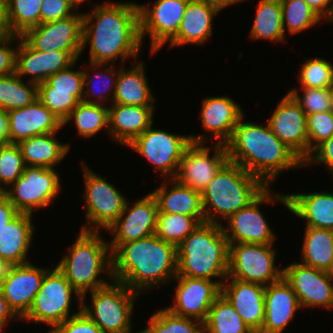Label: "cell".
Listing matches in <instances>:
<instances>
[{
    "label": "cell",
    "instance_id": "6da1fadb",
    "mask_svg": "<svg viewBox=\"0 0 333 333\" xmlns=\"http://www.w3.org/2000/svg\"><path fill=\"white\" fill-rule=\"evenodd\" d=\"M83 13L82 49L88 44L89 61L116 64L137 59L141 52L139 7L133 2H103Z\"/></svg>",
    "mask_w": 333,
    "mask_h": 333
},
{
    "label": "cell",
    "instance_id": "7a4b0ae2",
    "mask_svg": "<svg viewBox=\"0 0 333 333\" xmlns=\"http://www.w3.org/2000/svg\"><path fill=\"white\" fill-rule=\"evenodd\" d=\"M109 246L113 279L136 293H148L157 285L160 287L172 282L177 276V246L155 234L123 245Z\"/></svg>",
    "mask_w": 333,
    "mask_h": 333
},
{
    "label": "cell",
    "instance_id": "3957f363",
    "mask_svg": "<svg viewBox=\"0 0 333 333\" xmlns=\"http://www.w3.org/2000/svg\"><path fill=\"white\" fill-rule=\"evenodd\" d=\"M243 119L244 115L225 144L230 162L240 165L266 186H271L280 173L304 167V161L273 134L268 123L263 126Z\"/></svg>",
    "mask_w": 333,
    "mask_h": 333
},
{
    "label": "cell",
    "instance_id": "277c9868",
    "mask_svg": "<svg viewBox=\"0 0 333 333\" xmlns=\"http://www.w3.org/2000/svg\"><path fill=\"white\" fill-rule=\"evenodd\" d=\"M101 230L82 231L76 241L68 247L67 253L61 257L57 268L64 274L72 287L85 300L87 293L110 284L112 274V252ZM105 275L107 279L100 278ZM99 277V278H98Z\"/></svg>",
    "mask_w": 333,
    "mask_h": 333
},
{
    "label": "cell",
    "instance_id": "5b68a950",
    "mask_svg": "<svg viewBox=\"0 0 333 333\" xmlns=\"http://www.w3.org/2000/svg\"><path fill=\"white\" fill-rule=\"evenodd\" d=\"M228 256L229 243L222 225L201 223L177 246V276L224 281Z\"/></svg>",
    "mask_w": 333,
    "mask_h": 333
},
{
    "label": "cell",
    "instance_id": "8992f818",
    "mask_svg": "<svg viewBox=\"0 0 333 333\" xmlns=\"http://www.w3.org/2000/svg\"><path fill=\"white\" fill-rule=\"evenodd\" d=\"M266 187L258 177L228 161L201 193L205 222L222 224V219L247 206Z\"/></svg>",
    "mask_w": 333,
    "mask_h": 333
},
{
    "label": "cell",
    "instance_id": "52a82bcc",
    "mask_svg": "<svg viewBox=\"0 0 333 333\" xmlns=\"http://www.w3.org/2000/svg\"><path fill=\"white\" fill-rule=\"evenodd\" d=\"M91 306L82 300V310L103 333H131L134 303L139 293L113 280L105 287L90 291ZM91 307V308H90Z\"/></svg>",
    "mask_w": 333,
    "mask_h": 333
},
{
    "label": "cell",
    "instance_id": "ba28073f",
    "mask_svg": "<svg viewBox=\"0 0 333 333\" xmlns=\"http://www.w3.org/2000/svg\"><path fill=\"white\" fill-rule=\"evenodd\" d=\"M73 296L79 303V310L70 315L71 311L69 309L72 305ZM81 310L82 295L72 287L56 266L46 272L30 310L21 321L46 324L49 326L48 331H50L54 326L63 323Z\"/></svg>",
    "mask_w": 333,
    "mask_h": 333
},
{
    "label": "cell",
    "instance_id": "9c48e42d",
    "mask_svg": "<svg viewBox=\"0 0 333 333\" xmlns=\"http://www.w3.org/2000/svg\"><path fill=\"white\" fill-rule=\"evenodd\" d=\"M85 190L83 200L86 224L82 231L108 229L123 212L127 198L113 184L82 163Z\"/></svg>",
    "mask_w": 333,
    "mask_h": 333
},
{
    "label": "cell",
    "instance_id": "30bf717a",
    "mask_svg": "<svg viewBox=\"0 0 333 333\" xmlns=\"http://www.w3.org/2000/svg\"><path fill=\"white\" fill-rule=\"evenodd\" d=\"M274 201L288 209L287 194L271 192L267 186L252 202L226 220L228 226L221 224L228 243L274 244L277 237L259 207L265 203L274 204Z\"/></svg>",
    "mask_w": 333,
    "mask_h": 333
},
{
    "label": "cell",
    "instance_id": "8fae6325",
    "mask_svg": "<svg viewBox=\"0 0 333 333\" xmlns=\"http://www.w3.org/2000/svg\"><path fill=\"white\" fill-rule=\"evenodd\" d=\"M274 244H229L228 276L245 282L264 286L283 277V268L275 265Z\"/></svg>",
    "mask_w": 333,
    "mask_h": 333
},
{
    "label": "cell",
    "instance_id": "7c38bea8",
    "mask_svg": "<svg viewBox=\"0 0 333 333\" xmlns=\"http://www.w3.org/2000/svg\"><path fill=\"white\" fill-rule=\"evenodd\" d=\"M60 181L55 168L26 166L20 178L5 190V195L19 213L33 215L37 208L45 209L58 197L62 191Z\"/></svg>",
    "mask_w": 333,
    "mask_h": 333
},
{
    "label": "cell",
    "instance_id": "4fadbf2b",
    "mask_svg": "<svg viewBox=\"0 0 333 333\" xmlns=\"http://www.w3.org/2000/svg\"><path fill=\"white\" fill-rule=\"evenodd\" d=\"M153 124L127 147L139 153L154 165L155 172L165 179L174 178L186 147L191 143L190 134L179 135L160 129Z\"/></svg>",
    "mask_w": 333,
    "mask_h": 333
},
{
    "label": "cell",
    "instance_id": "5bb4252c",
    "mask_svg": "<svg viewBox=\"0 0 333 333\" xmlns=\"http://www.w3.org/2000/svg\"><path fill=\"white\" fill-rule=\"evenodd\" d=\"M211 145L191 142L179 162L174 179L202 193L219 170L229 161L225 144L215 143L213 155Z\"/></svg>",
    "mask_w": 333,
    "mask_h": 333
},
{
    "label": "cell",
    "instance_id": "9a60e30c",
    "mask_svg": "<svg viewBox=\"0 0 333 333\" xmlns=\"http://www.w3.org/2000/svg\"><path fill=\"white\" fill-rule=\"evenodd\" d=\"M189 0H156L149 4H138L140 37L143 43L146 34L150 42V54H154L178 32Z\"/></svg>",
    "mask_w": 333,
    "mask_h": 333
},
{
    "label": "cell",
    "instance_id": "2e32d148",
    "mask_svg": "<svg viewBox=\"0 0 333 333\" xmlns=\"http://www.w3.org/2000/svg\"><path fill=\"white\" fill-rule=\"evenodd\" d=\"M283 277L297 295L301 309L333 308V275L301 262L283 267Z\"/></svg>",
    "mask_w": 333,
    "mask_h": 333
},
{
    "label": "cell",
    "instance_id": "e0dca14e",
    "mask_svg": "<svg viewBox=\"0 0 333 333\" xmlns=\"http://www.w3.org/2000/svg\"><path fill=\"white\" fill-rule=\"evenodd\" d=\"M173 303L166 306L175 315L196 319L204 323L213 302L221 295L223 280H208L176 276Z\"/></svg>",
    "mask_w": 333,
    "mask_h": 333
},
{
    "label": "cell",
    "instance_id": "ac0fdd59",
    "mask_svg": "<svg viewBox=\"0 0 333 333\" xmlns=\"http://www.w3.org/2000/svg\"><path fill=\"white\" fill-rule=\"evenodd\" d=\"M83 13L39 24L28 29L21 37L42 52L82 51Z\"/></svg>",
    "mask_w": 333,
    "mask_h": 333
},
{
    "label": "cell",
    "instance_id": "d6986e66",
    "mask_svg": "<svg viewBox=\"0 0 333 333\" xmlns=\"http://www.w3.org/2000/svg\"><path fill=\"white\" fill-rule=\"evenodd\" d=\"M157 213L158 204L151 192L132 204L127 200L123 212L105 230L113 235L109 245H123L154 235Z\"/></svg>",
    "mask_w": 333,
    "mask_h": 333
},
{
    "label": "cell",
    "instance_id": "ffe728a7",
    "mask_svg": "<svg viewBox=\"0 0 333 333\" xmlns=\"http://www.w3.org/2000/svg\"><path fill=\"white\" fill-rule=\"evenodd\" d=\"M267 123L273 134L303 161L309 156L307 115L288 93L283 96Z\"/></svg>",
    "mask_w": 333,
    "mask_h": 333
},
{
    "label": "cell",
    "instance_id": "44dd1931",
    "mask_svg": "<svg viewBox=\"0 0 333 333\" xmlns=\"http://www.w3.org/2000/svg\"><path fill=\"white\" fill-rule=\"evenodd\" d=\"M201 122L204 134L190 135L193 143H207L210 139L216 138L219 144H226L232 137L234 128L237 126L240 118L244 115L240 104L230 96H210L202 101ZM209 137V139H208Z\"/></svg>",
    "mask_w": 333,
    "mask_h": 333
},
{
    "label": "cell",
    "instance_id": "7402d4cb",
    "mask_svg": "<svg viewBox=\"0 0 333 333\" xmlns=\"http://www.w3.org/2000/svg\"><path fill=\"white\" fill-rule=\"evenodd\" d=\"M48 270L31 262L10 266L0 289L9 307L20 319L30 310Z\"/></svg>",
    "mask_w": 333,
    "mask_h": 333
},
{
    "label": "cell",
    "instance_id": "603a6c76",
    "mask_svg": "<svg viewBox=\"0 0 333 333\" xmlns=\"http://www.w3.org/2000/svg\"><path fill=\"white\" fill-rule=\"evenodd\" d=\"M82 51L42 52L33 49L21 36L16 51V73L30 82H45L51 75L71 66ZM25 76V77H24Z\"/></svg>",
    "mask_w": 333,
    "mask_h": 333
},
{
    "label": "cell",
    "instance_id": "cb8c5ba5",
    "mask_svg": "<svg viewBox=\"0 0 333 333\" xmlns=\"http://www.w3.org/2000/svg\"><path fill=\"white\" fill-rule=\"evenodd\" d=\"M221 294L254 333L262 329L265 319L264 285L226 278L221 285Z\"/></svg>",
    "mask_w": 333,
    "mask_h": 333
},
{
    "label": "cell",
    "instance_id": "d4e9b609",
    "mask_svg": "<svg viewBox=\"0 0 333 333\" xmlns=\"http://www.w3.org/2000/svg\"><path fill=\"white\" fill-rule=\"evenodd\" d=\"M8 114V143L33 136L59 132L63 123L38 99L32 104L9 110Z\"/></svg>",
    "mask_w": 333,
    "mask_h": 333
},
{
    "label": "cell",
    "instance_id": "484cf974",
    "mask_svg": "<svg viewBox=\"0 0 333 333\" xmlns=\"http://www.w3.org/2000/svg\"><path fill=\"white\" fill-rule=\"evenodd\" d=\"M265 319L258 333H282L301 309L297 295L282 277L265 286Z\"/></svg>",
    "mask_w": 333,
    "mask_h": 333
},
{
    "label": "cell",
    "instance_id": "4316f807",
    "mask_svg": "<svg viewBox=\"0 0 333 333\" xmlns=\"http://www.w3.org/2000/svg\"><path fill=\"white\" fill-rule=\"evenodd\" d=\"M221 10L209 0H189L179 30L169 41L172 47L194 44L202 45L213 32V18Z\"/></svg>",
    "mask_w": 333,
    "mask_h": 333
},
{
    "label": "cell",
    "instance_id": "83f0119b",
    "mask_svg": "<svg viewBox=\"0 0 333 333\" xmlns=\"http://www.w3.org/2000/svg\"><path fill=\"white\" fill-rule=\"evenodd\" d=\"M109 135L123 147L144 133L154 122V107L111 104Z\"/></svg>",
    "mask_w": 333,
    "mask_h": 333
},
{
    "label": "cell",
    "instance_id": "f1b7e54d",
    "mask_svg": "<svg viewBox=\"0 0 333 333\" xmlns=\"http://www.w3.org/2000/svg\"><path fill=\"white\" fill-rule=\"evenodd\" d=\"M159 186L151 191L158 204V213L187 215L195 217L200 223L205 222L200 192L174 178L165 179Z\"/></svg>",
    "mask_w": 333,
    "mask_h": 333
},
{
    "label": "cell",
    "instance_id": "f546056e",
    "mask_svg": "<svg viewBox=\"0 0 333 333\" xmlns=\"http://www.w3.org/2000/svg\"><path fill=\"white\" fill-rule=\"evenodd\" d=\"M32 217V214L19 213L0 232V257L10 266L30 262L27 255L36 229Z\"/></svg>",
    "mask_w": 333,
    "mask_h": 333
},
{
    "label": "cell",
    "instance_id": "4dcf8cb0",
    "mask_svg": "<svg viewBox=\"0 0 333 333\" xmlns=\"http://www.w3.org/2000/svg\"><path fill=\"white\" fill-rule=\"evenodd\" d=\"M131 67L120 66L112 104L155 107V97L149 87L144 62L139 59Z\"/></svg>",
    "mask_w": 333,
    "mask_h": 333
},
{
    "label": "cell",
    "instance_id": "1f68e13d",
    "mask_svg": "<svg viewBox=\"0 0 333 333\" xmlns=\"http://www.w3.org/2000/svg\"><path fill=\"white\" fill-rule=\"evenodd\" d=\"M287 198L288 210L306 220L305 227L333 230V193H292L287 194Z\"/></svg>",
    "mask_w": 333,
    "mask_h": 333
},
{
    "label": "cell",
    "instance_id": "d6a6232c",
    "mask_svg": "<svg viewBox=\"0 0 333 333\" xmlns=\"http://www.w3.org/2000/svg\"><path fill=\"white\" fill-rule=\"evenodd\" d=\"M57 133L33 136L17 143L26 166L55 168L62 162L70 151V144L58 141Z\"/></svg>",
    "mask_w": 333,
    "mask_h": 333
},
{
    "label": "cell",
    "instance_id": "836d02e7",
    "mask_svg": "<svg viewBox=\"0 0 333 333\" xmlns=\"http://www.w3.org/2000/svg\"><path fill=\"white\" fill-rule=\"evenodd\" d=\"M100 67L102 68V70L100 69ZM105 67L106 69H104ZM84 68L86 69H83L84 86L82 102L88 104L105 105V102L109 101L110 99V102L112 104V99L114 97L115 86L119 73V70L117 71V67H115L114 64L112 65L90 62L89 65H84ZM89 70L94 72V74L91 75ZM92 97H96V99H92Z\"/></svg>",
    "mask_w": 333,
    "mask_h": 333
},
{
    "label": "cell",
    "instance_id": "e575fe53",
    "mask_svg": "<svg viewBox=\"0 0 333 333\" xmlns=\"http://www.w3.org/2000/svg\"><path fill=\"white\" fill-rule=\"evenodd\" d=\"M43 0H1L2 32L22 36L40 24Z\"/></svg>",
    "mask_w": 333,
    "mask_h": 333
},
{
    "label": "cell",
    "instance_id": "d590c367",
    "mask_svg": "<svg viewBox=\"0 0 333 333\" xmlns=\"http://www.w3.org/2000/svg\"><path fill=\"white\" fill-rule=\"evenodd\" d=\"M305 228L301 263L330 272L333 264V230Z\"/></svg>",
    "mask_w": 333,
    "mask_h": 333
},
{
    "label": "cell",
    "instance_id": "8d00e7d4",
    "mask_svg": "<svg viewBox=\"0 0 333 333\" xmlns=\"http://www.w3.org/2000/svg\"><path fill=\"white\" fill-rule=\"evenodd\" d=\"M254 19L249 33L250 39H264L275 44L285 42L280 0H258Z\"/></svg>",
    "mask_w": 333,
    "mask_h": 333
},
{
    "label": "cell",
    "instance_id": "74e56055",
    "mask_svg": "<svg viewBox=\"0 0 333 333\" xmlns=\"http://www.w3.org/2000/svg\"><path fill=\"white\" fill-rule=\"evenodd\" d=\"M73 120L79 136L89 139L105 129L109 135L108 105L79 102L63 122V127Z\"/></svg>",
    "mask_w": 333,
    "mask_h": 333
},
{
    "label": "cell",
    "instance_id": "f35d334b",
    "mask_svg": "<svg viewBox=\"0 0 333 333\" xmlns=\"http://www.w3.org/2000/svg\"><path fill=\"white\" fill-rule=\"evenodd\" d=\"M203 329L204 333H254L222 294L210 307Z\"/></svg>",
    "mask_w": 333,
    "mask_h": 333
},
{
    "label": "cell",
    "instance_id": "ab89813d",
    "mask_svg": "<svg viewBox=\"0 0 333 333\" xmlns=\"http://www.w3.org/2000/svg\"><path fill=\"white\" fill-rule=\"evenodd\" d=\"M16 72L6 76H0V109H21L38 99V84L24 82Z\"/></svg>",
    "mask_w": 333,
    "mask_h": 333
},
{
    "label": "cell",
    "instance_id": "60d3db41",
    "mask_svg": "<svg viewBox=\"0 0 333 333\" xmlns=\"http://www.w3.org/2000/svg\"><path fill=\"white\" fill-rule=\"evenodd\" d=\"M142 333H203V323L196 319L173 314L167 308L157 310Z\"/></svg>",
    "mask_w": 333,
    "mask_h": 333
},
{
    "label": "cell",
    "instance_id": "b9f144b4",
    "mask_svg": "<svg viewBox=\"0 0 333 333\" xmlns=\"http://www.w3.org/2000/svg\"><path fill=\"white\" fill-rule=\"evenodd\" d=\"M201 223L187 215L157 213L155 235L162 240L178 246Z\"/></svg>",
    "mask_w": 333,
    "mask_h": 333
},
{
    "label": "cell",
    "instance_id": "7bdbcfd3",
    "mask_svg": "<svg viewBox=\"0 0 333 333\" xmlns=\"http://www.w3.org/2000/svg\"><path fill=\"white\" fill-rule=\"evenodd\" d=\"M282 24L285 33H300L316 25L322 19L316 15L304 0H280Z\"/></svg>",
    "mask_w": 333,
    "mask_h": 333
},
{
    "label": "cell",
    "instance_id": "ee69618b",
    "mask_svg": "<svg viewBox=\"0 0 333 333\" xmlns=\"http://www.w3.org/2000/svg\"><path fill=\"white\" fill-rule=\"evenodd\" d=\"M78 60L68 68L51 75L45 82L38 84V91H62L72 92V96L78 101L83 99V68L73 70Z\"/></svg>",
    "mask_w": 333,
    "mask_h": 333
},
{
    "label": "cell",
    "instance_id": "f6af8a7d",
    "mask_svg": "<svg viewBox=\"0 0 333 333\" xmlns=\"http://www.w3.org/2000/svg\"><path fill=\"white\" fill-rule=\"evenodd\" d=\"M300 88H330L333 84V65L325 58L306 60L299 71Z\"/></svg>",
    "mask_w": 333,
    "mask_h": 333
},
{
    "label": "cell",
    "instance_id": "bcb514c9",
    "mask_svg": "<svg viewBox=\"0 0 333 333\" xmlns=\"http://www.w3.org/2000/svg\"><path fill=\"white\" fill-rule=\"evenodd\" d=\"M26 165L16 143L0 144V185L6 190L23 174Z\"/></svg>",
    "mask_w": 333,
    "mask_h": 333
},
{
    "label": "cell",
    "instance_id": "7dc6e473",
    "mask_svg": "<svg viewBox=\"0 0 333 333\" xmlns=\"http://www.w3.org/2000/svg\"><path fill=\"white\" fill-rule=\"evenodd\" d=\"M292 88L288 94L308 114L333 111L331 88Z\"/></svg>",
    "mask_w": 333,
    "mask_h": 333
},
{
    "label": "cell",
    "instance_id": "c3c4849f",
    "mask_svg": "<svg viewBox=\"0 0 333 333\" xmlns=\"http://www.w3.org/2000/svg\"><path fill=\"white\" fill-rule=\"evenodd\" d=\"M309 155L323 141L333 136V111L307 115Z\"/></svg>",
    "mask_w": 333,
    "mask_h": 333
},
{
    "label": "cell",
    "instance_id": "681fc988",
    "mask_svg": "<svg viewBox=\"0 0 333 333\" xmlns=\"http://www.w3.org/2000/svg\"><path fill=\"white\" fill-rule=\"evenodd\" d=\"M38 100L62 123L79 103L72 96V92L62 91H38Z\"/></svg>",
    "mask_w": 333,
    "mask_h": 333
},
{
    "label": "cell",
    "instance_id": "f907efd6",
    "mask_svg": "<svg viewBox=\"0 0 333 333\" xmlns=\"http://www.w3.org/2000/svg\"><path fill=\"white\" fill-rule=\"evenodd\" d=\"M81 4L79 0H43L40 24L70 17Z\"/></svg>",
    "mask_w": 333,
    "mask_h": 333
},
{
    "label": "cell",
    "instance_id": "816d5d0a",
    "mask_svg": "<svg viewBox=\"0 0 333 333\" xmlns=\"http://www.w3.org/2000/svg\"><path fill=\"white\" fill-rule=\"evenodd\" d=\"M20 36L9 33H0V76L16 72V51ZM16 47H13L14 45Z\"/></svg>",
    "mask_w": 333,
    "mask_h": 333
},
{
    "label": "cell",
    "instance_id": "f5cc1de1",
    "mask_svg": "<svg viewBox=\"0 0 333 333\" xmlns=\"http://www.w3.org/2000/svg\"><path fill=\"white\" fill-rule=\"evenodd\" d=\"M47 333H103L100 327L83 311L54 326Z\"/></svg>",
    "mask_w": 333,
    "mask_h": 333
},
{
    "label": "cell",
    "instance_id": "db71d44e",
    "mask_svg": "<svg viewBox=\"0 0 333 333\" xmlns=\"http://www.w3.org/2000/svg\"><path fill=\"white\" fill-rule=\"evenodd\" d=\"M322 164L327 167L330 175H333V136L319 144L304 160V167Z\"/></svg>",
    "mask_w": 333,
    "mask_h": 333
},
{
    "label": "cell",
    "instance_id": "11a10c76",
    "mask_svg": "<svg viewBox=\"0 0 333 333\" xmlns=\"http://www.w3.org/2000/svg\"><path fill=\"white\" fill-rule=\"evenodd\" d=\"M322 20L333 22V0H304Z\"/></svg>",
    "mask_w": 333,
    "mask_h": 333
},
{
    "label": "cell",
    "instance_id": "9f6ffc18",
    "mask_svg": "<svg viewBox=\"0 0 333 333\" xmlns=\"http://www.w3.org/2000/svg\"><path fill=\"white\" fill-rule=\"evenodd\" d=\"M19 212L5 194L0 195V232L11 222Z\"/></svg>",
    "mask_w": 333,
    "mask_h": 333
},
{
    "label": "cell",
    "instance_id": "6f0895ef",
    "mask_svg": "<svg viewBox=\"0 0 333 333\" xmlns=\"http://www.w3.org/2000/svg\"><path fill=\"white\" fill-rule=\"evenodd\" d=\"M17 319V321H21V319L12 311L9 307L6 299L3 296V293L0 289V332L3 333L12 319Z\"/></svg>",
    "mask_w": 333,
    "mask_h": 333
},
{
    "label": "cell",
    "instance_id": "680465c9",
    "mask_svg": "<svg viewBox=\"0 0 333 333\" xmlns=\"http://www.w3.org/2000/svg\"><path fill=\"white\" fill-rule=\"evenodd\" d=\"M8 114L0 109V144L8 143Z\"/></svg>",
    "mask_w": 333,
    "mask_h": 333
},
{
    "label": "cell",
    "instance_id": "91938a15",
    "mask_svg": "<svg viewBox=\"0 0 333 333\" xmlns=\"http://www.w3.org/2000/svg\"><path fill=\"white\" fill-rule=\"evenodd\" d=\"M213 5L217 6L220 10L229 7L230 5H236L242 1L248 0H209Z\"/></svg>",
    "mask_w": 333,
    "mask_h": 333
},
{
    "label": "cell",
    "instance_id": "94428289",
    "mask_svg": "<svg viewBox=\"0 0 333 333\" xmlns=\"http://www.w3.org/2000/svg\"><path fill=\"white\" fill-rule=\"evenodd\" d=\"M10 265L0 257V284L7 275Z\"/></svg>",
    "mask_w": 333,
    "mask_h": 333
},
{
    "label": "cell",
    "instance_id": "6125c7cd",
    "mask_svg": "<svg viewBox=\"0 0 333 333\" xmlns=\"http://www.w3.org/2000/svg\"><path fill=\"white\" fill-rule=\"evenodd\" d=\"M2 32V23H1V0H0V33Z\"/></svg>",
    "mask_w": 333,
    "mask_h": 333
},
{
    "label": "cell",
    "instance_id": "be15d7a7",
    "mask_svg": "<svg viewBox=\"0 0 333 333\" xmlns=\"http://www.w3.org/2000/svg\"><path fill=\"white\" fill-rule=\"evenodd\" d=\"M5 194V190L0 185V195Z\"/></svg>",
    "mask_w": 333,
    "mask_h": 333
},
{
    "label": "cell",
    "instance_id": "e7e4bbea",
    "mask_svg": "<svg viewBox=\"0 0 333 333\" xmlns=\"http://www.w3.org/2000/svg\"><path fill=\"white\" fill-rule=\"evenodd\" d=\"M331 94H332V100H333V84L331 85Z\"/></svg>",
    "mask_w": 333,
    "mask_h": 333
},
{
    "label": "cell",
    "instance_id": "03108f58",
    "mask_svg": "<svg viewBox=\"0 0 333 333\" xmlns=\"http://www.w3.org/2000/svg\"><path fill=\"white\" fill-rule=\"evenodd\" d=\"M332 245H333V244H332ZM330 273L333 275V264H332V269H331Z\"/></svg>",
    "mask_w": 333,
    "mask_h": 333
}]
</instances>
